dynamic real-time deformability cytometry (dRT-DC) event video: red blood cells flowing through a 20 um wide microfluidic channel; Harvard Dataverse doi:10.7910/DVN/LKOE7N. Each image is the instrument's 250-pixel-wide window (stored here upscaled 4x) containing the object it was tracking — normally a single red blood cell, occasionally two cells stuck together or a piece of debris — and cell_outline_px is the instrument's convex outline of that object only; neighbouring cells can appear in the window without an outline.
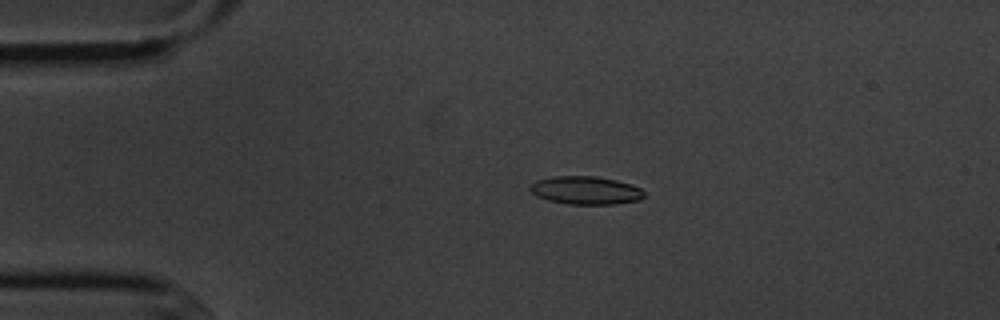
{"species": "common noctule bat (a hibernating species)", "species_latin": "Nyctalus noctula", "temperature_condition": "cold", "stored_images_in_passage": 5, "camera_frame_rate_fps": 3000, "um_per_image_px": 0.085, "animal": {"sex": "male", "body_mass_g": 20.1, "forearm_length_mm": 53.5}, "frame": {"image": 1, "passage_image": 4, "time_ms": 3.333, "image_size_px": [1000, 320], "cell_outline_px": [[644, 196], [640, 200], [616, 204], [568, 204], [548, 200], [536, 196], [528, 188], [528, 184], [536, 180], [552, 176], [596, 176], [616, 180], [632, 184], [640, 188], [644, 192]], "centroid_in_image_um": [49.76, 16.17], "position_along_channel_um": 35.2, "area_um2": 18.9}}